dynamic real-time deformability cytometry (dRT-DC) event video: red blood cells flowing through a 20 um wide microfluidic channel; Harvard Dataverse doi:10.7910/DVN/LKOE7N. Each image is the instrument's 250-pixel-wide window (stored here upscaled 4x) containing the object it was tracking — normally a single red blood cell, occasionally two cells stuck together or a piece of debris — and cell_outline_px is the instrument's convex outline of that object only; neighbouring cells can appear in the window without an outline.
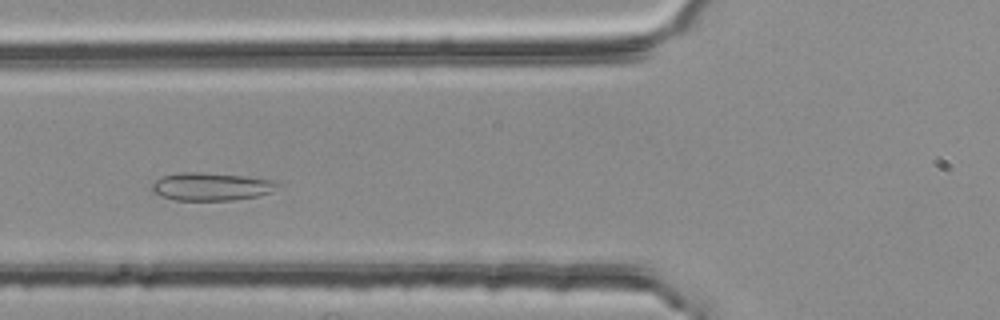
{"species": "common noctule bat (a hibernating species)", "species_latin": "Nyctalus noctula", "temperature_condition": "room temperature", "stored_images_in_passage": 40, "camera_frame_rate_fps": 3000, "um_per_image_px": 0.085, "animal": {"sex": "female", "body_mass_g": 25.1}, "frame": {"image": 1, "passage_image": 14, "time_ms": 4.333, "image_size_px": [1000, 320], "cell_outline_px": [[280, 184], [272, 192], [256, 196], [232, 200], [176, 200], [160, 196], [152, 192], [152, 184], [160, 176], [180, 172], [200, 172], [244, 176], [272, 180]], "centroid_in_image_um": [17.91, 15.85], "position_along_channel_um": 107.9, "area_um2": 20.4}}
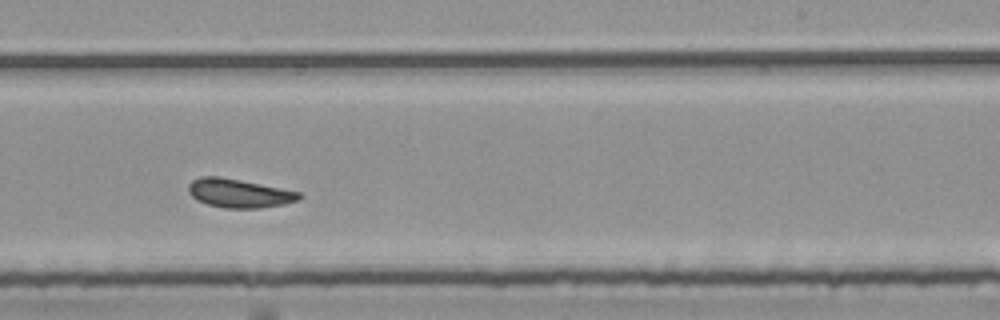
{"frame": {"image": 2, "passage_image": 27, "time_ms": 8.667, "image_size_px": [1000, 320], "cell_outline_px": [[304, 196], [296, 200], [284, 204], [260, 208], [224, 208], [208, 204], [196, 200], [188, 192], [188, 184], [192, 180], [200, 176], [220, 176], [300, 192]], "centroid_in_image_um": [20.28, 16.42], "position_along_channel_um": 268.7, "area_um2": 18.5}}
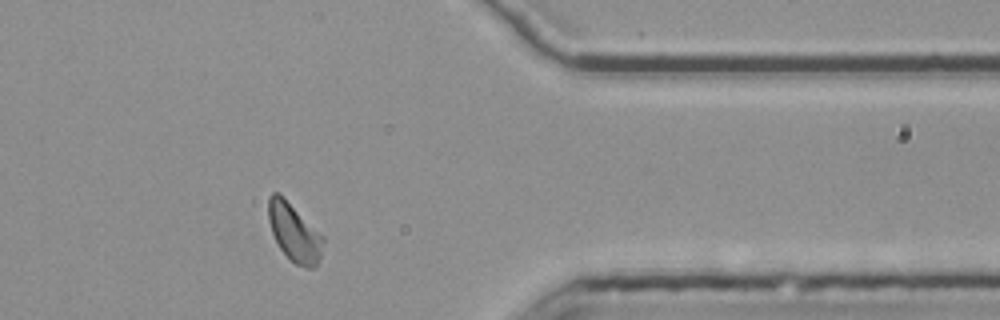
{"frame": {"image": 3, "passage_image": 38, "time_ms": 12.333, "image_size_px": [1000, 320], "cell_outline_px": [[324, 240], [320, 256], [316, 268], [304, 268], [296, 264], [280, 248], [272, 232], [268, 220], [268, 196], [272, 192], [276, 192], [324, 236]], "centroid_in_image_um": [25.01, 19.8], "position_along_channel_um": 386.4, "area_um2": 17.98}, "authors_computed_cell_mechanics": {"area_um2": 18.5538, "velocity_mm_per_s": 3.7212, "shape_relaxation_time_tau1_ms": null, "shape_relaxation_time_tau2_ms": 1.9657, "deformation_change_tau1": null, "deformation_change_tau2": 0.0745}}